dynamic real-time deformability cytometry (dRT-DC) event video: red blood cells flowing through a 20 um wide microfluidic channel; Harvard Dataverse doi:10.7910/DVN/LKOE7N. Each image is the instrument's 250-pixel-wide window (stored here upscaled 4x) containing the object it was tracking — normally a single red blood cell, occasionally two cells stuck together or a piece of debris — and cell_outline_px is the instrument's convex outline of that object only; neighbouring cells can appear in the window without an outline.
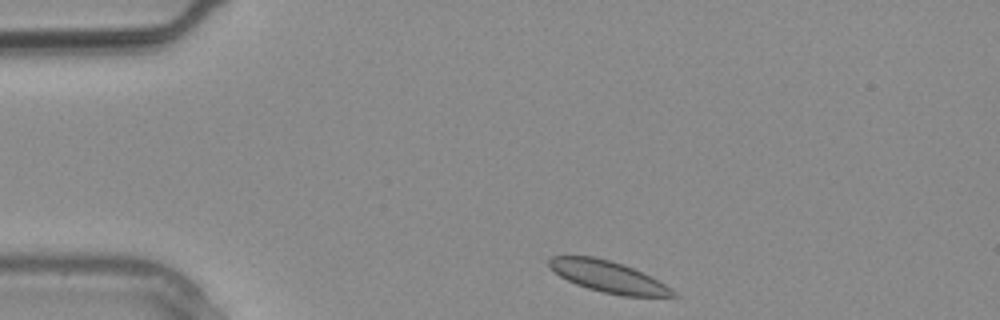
{"species": "common noctule bat (a hibernating species)", "species_latin": "Nyctalus noctula", "temperature_condition": "warm", "stored_images_in_passage": 1, "camera_frame_rate_fps": 3000, "um_per_image_px": 0.085, "animal": {"sex": "male", "body_mass_g": 20.4}, "frame": {"image": 1, "passage_image": 1, "time_ms": 0.0, "image_size_px": [1000, 320], "cell_outline_px": [[680, 296], [620, 296], [588, 288], [576, 284], [560, 276], [548, 264], [548, 260], [552, 256], [592, 256], [608, 260], [632, 268], [664, 284], [676, 292]], "centroid_in_image_um": [51.68, 23.52], "position_along_channel_um": 33.3, "area_um2": 22.08}}